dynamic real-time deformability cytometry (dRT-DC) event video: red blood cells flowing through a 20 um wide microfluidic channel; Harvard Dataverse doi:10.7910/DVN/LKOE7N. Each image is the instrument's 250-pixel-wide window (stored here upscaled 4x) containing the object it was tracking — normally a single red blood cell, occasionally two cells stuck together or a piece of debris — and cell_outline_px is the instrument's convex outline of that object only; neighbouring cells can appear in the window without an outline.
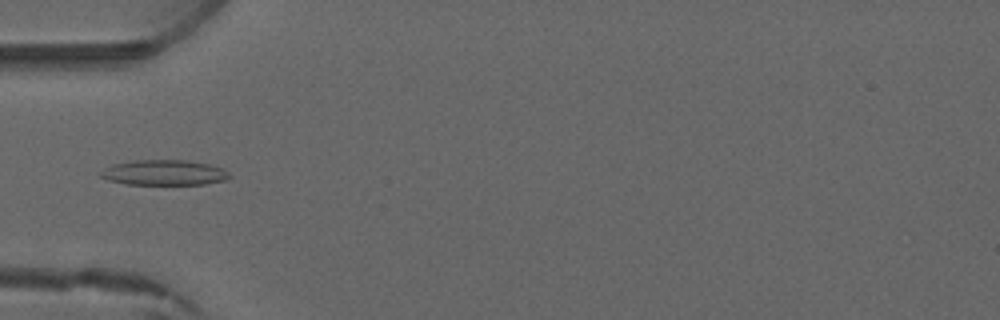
{"species": "common noctule bat (a hibernating species)", "species_latin": "Nyctalus noctula", "temperature_condition": "warm", "stored_images_in_passage": 6, "camera_frame_rate_fps": 3000, "um_per_image_px": 0.085, "animal": {"sex": "male", "forearm_length_mm": 52.5}, "frame": {"image": 1, "passage_image": 5, "time_ms": 4.667, "image_size_px": [1000, 320], "cell_outline_px": [[232, 176], [224, 180], [204, 184], [128, 184], [108, 180], [100, 176], [100, 172], [104, 168], [112, 164], [132, 160], [188, 160], [208, 164], [224, 168]], "centroid_in_image_um": [13.95, 14.66], "position_along_channel_um": 71.1, "area_um2": 19.02}}
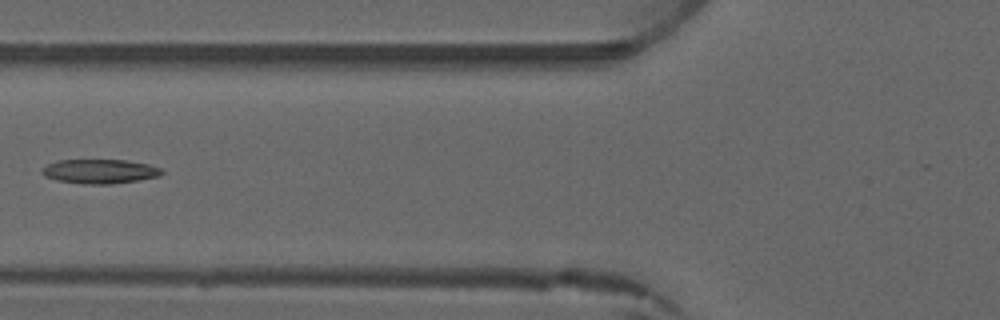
{"frame": {"image": 2, "passage_image": 6, "time_ms": 5.667, "image_size_px": [1000, 320], "cell_outline_px": [[164, 172], [160, 176], [136, 180], [108, 184], [84, 184], [56, 180], [44, 176], [40, 172], [40, 168], [48, 164], [60, 160], [124, 160], [148, 164], [160, 168]], "centroid_in_image_um": [8.44, 14.56], "position_along_channel_um": 117.4, "area_um2": 16.88}}